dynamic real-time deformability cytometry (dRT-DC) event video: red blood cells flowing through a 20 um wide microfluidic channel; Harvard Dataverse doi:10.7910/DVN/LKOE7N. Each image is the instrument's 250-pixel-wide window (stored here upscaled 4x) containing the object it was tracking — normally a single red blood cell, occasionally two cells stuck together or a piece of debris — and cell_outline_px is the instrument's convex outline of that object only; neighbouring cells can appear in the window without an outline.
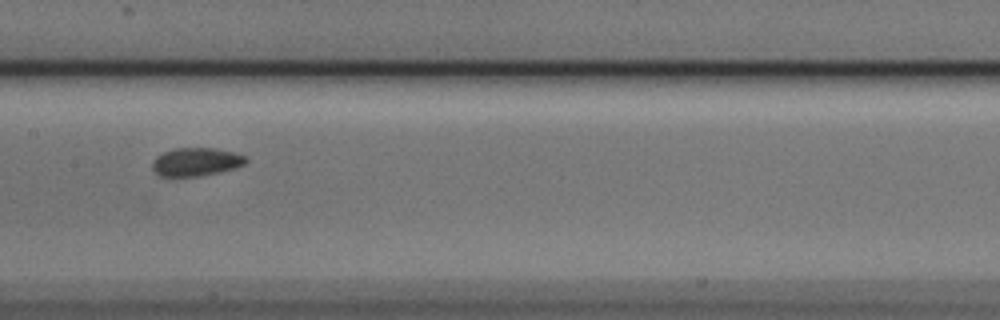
{"species": "Egyptian fruit bat (a non-hibernating species)", "species_latin": "Rousettus aegyptiacus", "temperature_condition": "cold", "stored_images_in_passage": 13, "camera_frame_rate_fps": 3000, "um_per_image_px": 0.085, "animal": {"sex": "male"}, "frame": {"image": 1, "passage_image": 10, "time_ms": 3.0, "image_size_px": [1000, 320], "cell_outline_px": [[248, 160], [244, 164], [236, 168], [200, 176], [160, 176], [152, 168], [152, 160], [156, 156], [164, 152], [176, 148], [216, 148], [232, 152], [244, 156]], "centroid_in_image_um": [16.65, 13.76], "position_along_channel_um": 190.8, "area_um2": 15.32}}
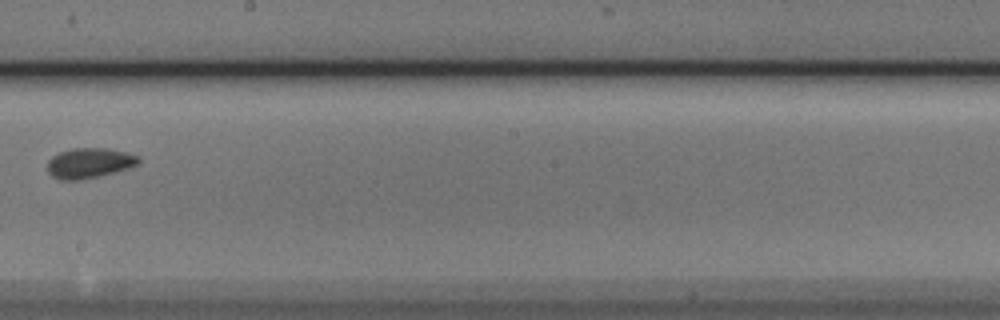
{"frame": {"image": 2, "passage_image": 11, "time_ms": 3.333, "image_size_px": [1000, 320], "cell_outline_px": [[140, 164], [116, 172], [100, 176], [80, 180], [60, 180], [52, 176], [48, 172], [48, 160], [52, 156], [60, 152], [72, 148], [108, 148], [140, 156]], "centroid_in_image_um": [7.61, 13.86], "position_along_channel_um": 240.6, "area_um2": 16.18}}